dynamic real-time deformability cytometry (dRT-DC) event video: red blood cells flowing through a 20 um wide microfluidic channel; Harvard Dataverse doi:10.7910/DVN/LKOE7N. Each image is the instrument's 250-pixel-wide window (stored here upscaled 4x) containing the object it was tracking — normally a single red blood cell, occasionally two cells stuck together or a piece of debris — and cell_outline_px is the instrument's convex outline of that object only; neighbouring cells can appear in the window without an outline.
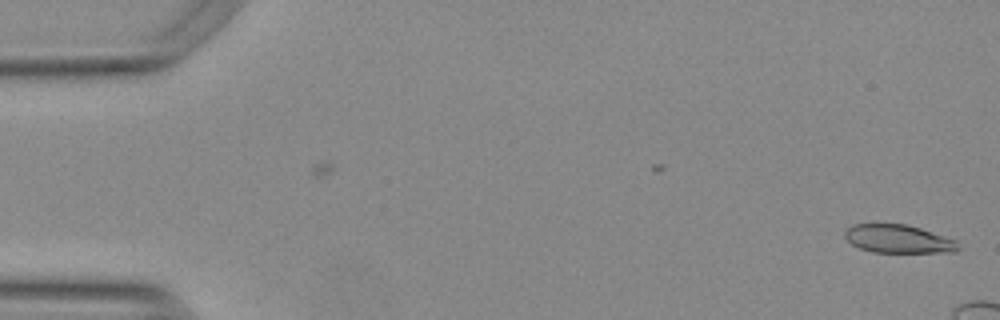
{"species": "Egyptian fruit bat (a non-hibernating species)", "species_latin": "Rousettus aegyptiacus", "temperature_condition": "warm", "stored_images_in_passage": 9, "camera_frame_rate_fps": 3000, "um_per_image_px": 0.085, "animal": {"sex": "female"}, "frame": {"image": 1, "passage_image": 1, "time_ms": 0.0, "image_size_px": [1000, 320], "cell_outline_px": [[960, 248], [956, 252], [872, 252], [860, 248], [852, 244], [844, 236], [844, 232], [852, 224], [908, 224], [956, 240]], "centroid_in_image_um": [76.36, 20.31], "position_along_channel_um": 8.6, "area_um2": 18.61}}